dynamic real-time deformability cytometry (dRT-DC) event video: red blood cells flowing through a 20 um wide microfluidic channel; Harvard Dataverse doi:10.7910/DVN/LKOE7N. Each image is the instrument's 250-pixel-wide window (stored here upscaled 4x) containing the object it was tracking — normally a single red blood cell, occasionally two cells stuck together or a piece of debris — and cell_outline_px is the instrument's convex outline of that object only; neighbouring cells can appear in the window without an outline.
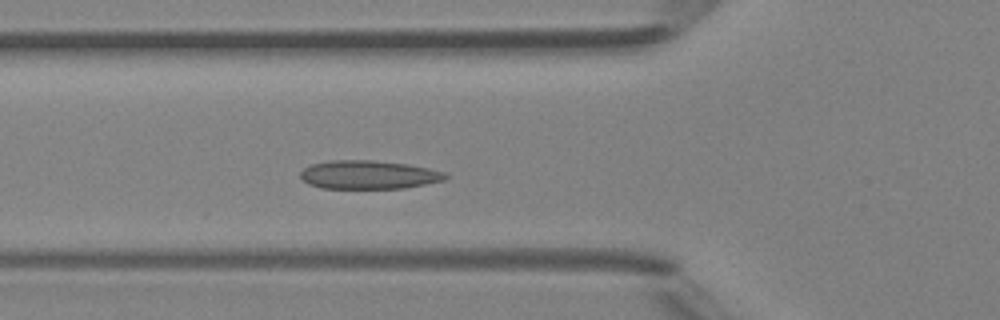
{"species": "Egyptian fruit bat (a non-hibernating species)", "species_latin": "Rousettus aegyptiacus", "temperature_condition": "room temperature", "stored_images_in_passage": 44, "camera_frame_rate_fps": 3000, "um_per_image_px": 0.085, "animal": {"sex": "female"}, "frame": {"image": 1, "passage_image": 13, "time_ms": 4.0, "image_size_px": [1000, 320], "cell_outline_px": [[448, 176], [444, 180], [404, 188], [320, 188], [308, 184], [300, 176], [300, 172], [304, 168], [312, 164], [328, 160], [372, 160], [408, 164], [428, 168], [444, 172]], "centroid_in_image_um": [31.3, 14.85], "position_along_channel_um": 94.5, "area_um2": 24.04}}
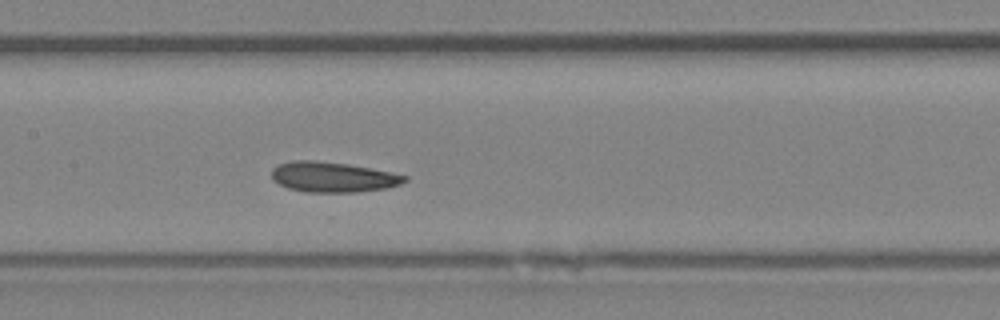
{"frame": {"image": 2, "passage_image": 19, "time_ms": 6.0, "image_size_px": [1000, 320], "cell_outline_px": [[408, 180], [400, 184], [388, 188], [360, 192], [304, 192], [288, 188], [272, 180], [272, 168], [276, 164], [292, 160], [316, 160], [348, 164], [392, 172], [408, 176]], "centroid_in_image_um": [28.29, 15.04], "position_along_channel_um": 179.1, "area_um2": 23.76}}
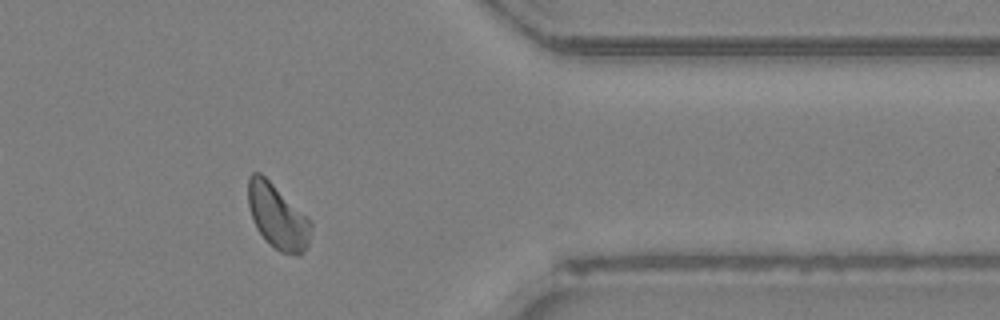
{"frame": {"image": 3, "passage_image": 35, "time_ms": 11.333, "image_size_px": [1000, 320], "cell_outline_px": [[312, 228], [308, 244], [304, 252], [280, 252], [256, 228], [248, 204], [248, 176], [252, 172], [260, 172], [312, 220]], "centroid_in_image_um": [23.6, 18.35], "position_along_channel_um": 387.8, "area_um2": 23.18}, "authors_computed_cell_mechanics": {"area_um2": 23.6113, "velocity_mm_per_s": 4.2395, "shape_relaxation_time_tau1_ms": 4.3832, "shape_relaxation_time_tau2_ms": 3.3765, "deformation_change_tau1": 0.093, "deformation_change_tau2": 0.0713}}